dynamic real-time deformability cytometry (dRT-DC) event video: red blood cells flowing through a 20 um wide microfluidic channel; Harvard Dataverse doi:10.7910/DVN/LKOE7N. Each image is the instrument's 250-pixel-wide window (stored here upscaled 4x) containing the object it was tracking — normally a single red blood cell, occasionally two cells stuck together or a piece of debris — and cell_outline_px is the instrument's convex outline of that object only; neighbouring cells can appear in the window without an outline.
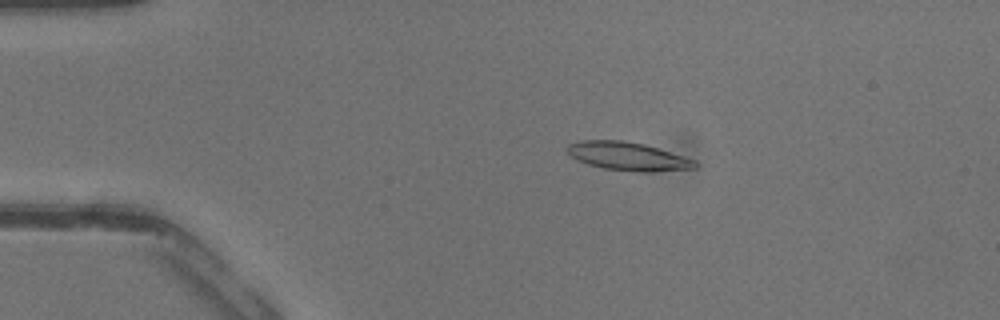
{"species": "common noctule bat (a hibernating species)", "species_latin": "Nyctalus noctula", "temperature_condition": "warm", "stored_images_in_passage": 42, "camera_frame_rate_fps": 3000, "um_per_image_px": 0.085, "animal": {"sex": "male", "body_mass_g": 13.3}, "frame": {"image": 1, "passage_image": 9, "time_ms": 2.667, "image_size_px": [1000, 320], "cell_outline_px": [[700, 164], [696, 168], [648, 172], [636, 172], [604, 168], [588, 164], [576, 160], [568, 156], [564, 148], [568, 144], [584, 140], [624, 140], [644, 144], [696, 160]], "centroid_in_image_um": [53.34, 13.28], "position_along_channel_um": 31.7, "area_um2": 21.33}}
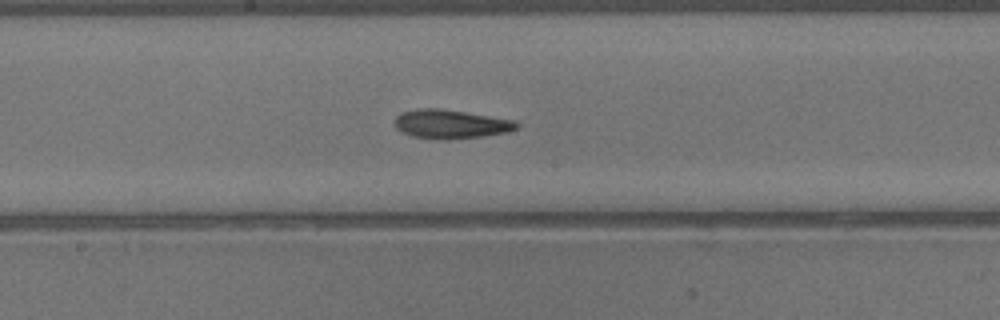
{"frame": {"image": 2, "passage_image": 23, "time_ms": 7.333, "image_size_px": [1000, 320], "cell_outline_px": [[520, 124], [516, 128], [504, 132], [484, 136], [448, 140], [440, 140], [412, 136], [400, 132], [396, 128], [396, 116], [400, 112], [416, 108], [440, 108], [516, 120]], "centroid_in_image_um": [38.28, 10.54], "position_along_channel_um": 209.9, "area_um2": 20.69}}
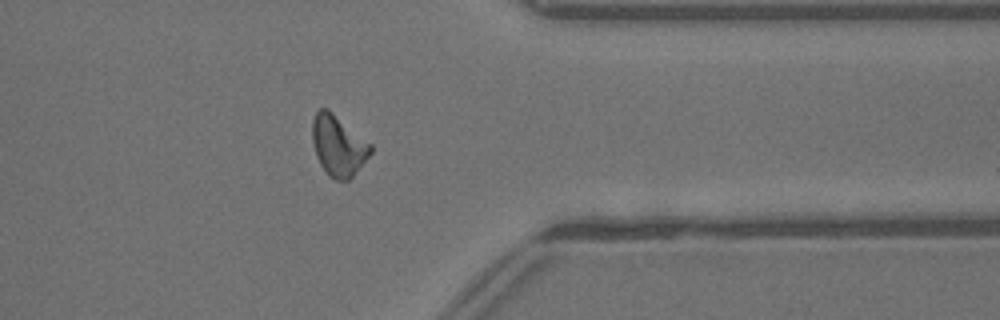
{"frame": {"image": 3, "passage_image": 34, "time_ms": 11.0, "image_size_px": [1000, 320], "cell_outline_px": [[372, 152], [352, 176], [348, 180], [336, 180], [328, 176], [320, 164], [316, 156], [312, 140], [312, 120], [316, 112], [320, 108], [328, 108], [372, 144]], "centroid_in_image_um": [28.74, 12.36], "position_along_channel_um": 382.7, "area_um2": 20.63}}